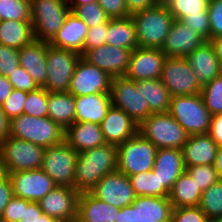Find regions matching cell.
<instances>
[{
  "instance_id": "60d3db41",
  "label": "cell",
  "mask_w": 222,
  "mask_h": 222,
  "mask_svg": "<svg viewBox=\"0 0 222 222\" xmlns=\"http://www.w3.org/2000/svg\"><path fill=\"white\" fill-rule=\"evenodd\" d=\"M48 91L44 88L27 92L23 113L34 117L48 116Z\"/></svg>"
},
{
  "instance_id": "3957f363",
  "label": "cell",
  "mask_w": 222,
  "mask_h": 222,
  "mask_svg": "<svg viewBox=\"0 0 222 222\" xmlns=\"http://www.w3.org/2000/svg\"><path fill=\"white\" fill-rule=\"evenodd\" d=\"M10 136L47 148L64 141L65 130L48 116L40 118L23 113L11 120Z\"/></svg>"
},
{
  "instance_id": "9a60e30c",
  "label": "cell",
  "mask_w": 222,
  "mask_h": 222,
  "mask_svg": "<svg viewBox=\"0 0 222 222\" xmlns=\"http://www.w3.org/2000/svg\"><path fill=\"white\" fill-rule=\"evenodd\" d=\"M89 192L118 208L130 206L136 197L129 177L118 169L103 176Z\"/></svg>"
},
{
  "instance_id": "f35d334b",
  "label": "cell",
  "mask_w": 222,
  "mask_h": 222,
  "mask_svg": "<svg viewBox=\"0 0 222 222\" xmlns=\"http://www.w3.org/2000/svg\"><path fill=\"white\" fill-rule=\"evenodd\" d=\"M71 11L82 19L88 28L96 27L110 20L104 9L98 2H89L81 6H72Z\"/></svg>"
},
{
  "instance_id": "d4e9b609",
  "label": "cell",
  "mask_w": 222,
  "mask_h": 222,
  "mask_svg": "<svg viewBox=\"0 0 222 222\" xmlns=\"http://www.w3.org/2000/svg\"><path fill=\"white\" fill-rule=\"evenodd\" d=\"M87 33L86 23L71 11L61 29L49 43L58 48L75 51L82 56Z\"/></svg>"
},
{
  "instance_id": "f5cc1de1",
  "label": "cell",
  "mask_w": 222,
  "mask_h": 222,
  "mask_svg": "<svg viewBox=\"0 0 222 222\" xmlns=\"http://www.w3.org/2000/svg\"><path fill=\"white\" fill-rule=\"evenodd\" d=\"M13 197V188L8 174L0 171V217L4 208Z\"/></svg>"
},
{
  "instance_id": "ac0fdd59",
  "label": "cell",
  "mask_w": 222,
  "mask_h": 222,
  "mask_svg": "<svg viewBox=\"0 0 222 222\" xmlns=\"http://www.w3.org/2000/svg\"><path fill=\"white\" fill-rule=\"evenodd\" d=\"M166 58L159 48L136 47L131 53L125 77L134 81L161 78Z\"/></svg>"
},
{
  "instance_id": "7c38bea8",
  "label": "cell",
  "mask_w": 222,
  "mask_h": 222,
  "mask_svg": "<svg viewBox=\"0 0 222 222\" xmlns=\"http://www.w3.org/2000/svg\"><path fill=\"white\" fill-rule=\"evenodd\" d=\"M110 96L112 106L123 110L137 125L152 114L146 99L136 88V81L125 76L112 77Z\"/></svg>"
},
{
  "instance_id": "03108f58",
  "label": "cell",
  "mask_w": 222,
  "mask_h": 222,
  "mask_svg": "<svg viewBox=\"0 0 222 222\" xmlns=\"http://www.w3.org/2000/svg\"><path fill=\"white\" fill-rule=\"evenodd\" d=\"M209 222H222V217L221 218H218L216 220H209Z\"/></svg>"
},
{
  "instance_id": "52a82bcc",
  "label": "cell",
  "mask_w": 222,
  "mask_h": 222,
  "mask_svg": "<svg viewBox=\"0 0 222 222\" xmlns=\"http://www.w3.org/2000/svg\"><path fill=\"white\" fill-rule=\"evenodd\" d=\"M70 12L65 0H31V23L35 40L50 42Z\"/></svg>"
},
{
  "instance_id": "4316f807",
  "label": "cell",
  "mask_w": 222,
  "mask_h": 222,
  "mask_svg": "<svg viewBox=\"0 0 222 222\" xmlns=\"http://www.w3.org/2000/svg\"><path fill=\"white\" fill-rule=\"evenodd\" d=\"M111 106L110 93L75 97V122H91L100 125Z\"/></svg>"
},
{
  "instance_id": "ab89813d",
  "label": "cell",
  "mask_w": 222,
  "mask_h": 222,
  "mask_svg": "<svg viewBox=\"0 0 222 222\" xmlns=\"http://www.w3.org/2000/svg\"><path fill=\"white\" fill-rule=\"evenodd\" d=\"M201 95L211 115L222 114V73L202 87Z\"/></svg>"
},
{
  "instance_id": "30bf717a",
  "label": "cell",
  "mask_w": 222,
  "mask_h": 222,
  "mask_svg": "<svg viewBox=\"0 0 222 222\" xmlns=\"http://www.w3.org/2000/svg\"><path fill=\"white\" fill-rule=\"evenodd\" d=\"M80 57L75 51L58 48L47 42V79L43 88L48 92H68Z\"/></svg>"
},
{
  "instance_id": "ba28073f",
  "label": "cell",
  "mask_w": 222,
  "mask_h": 222,
  "mask_svg": "<svg viewBox=\"0 0 222 222\" xmlns=\"http://www.w3.org/2000/svg\"><path fill=\"white\" fill-rule=\"evenodd\" d=\"M156 152L157 147L137 133L117 146V169L128 177L151 171Z\"/></svg>"
},
{
  "instance_id": "94428289",
  "label": "cell",
  "mask_w": 222,
  "mask_h": 222,
  "mask_svg": "<svg viewBox=\"0 0 222 222\" xmlns=\"http://www.w3.org/2000/svg\"><path fill=\"white\" fill-rule=\"evenodd\" d=\"M214 167L217 170L219 179L222 180V146L217 149Z\"/></svg>"
},
{
  "instance_id": "e575fe53",
  "label": "cell",
  "mask_w": 222,
  "mask_h": 222,
  "mask_svg": "<svg viewBox=\"0 0 222 222\" xmlns=\"http://www.w3.org/2000/svg\"><path fill=\"white\" fill-rule=\"evenodd\" d=\"M136 196L169 197L164 187H159V179L152 170L129 176Z\"/></svg>"
},
{
  "instance_id": "e7e4bbea",
  "label": "cell",
  "mask_w": 222,
  "mask_h": 222,
  "mask_svg": "<svg viewBox=\"0 0 222 222\" xmlns=\"http://www.w3.org/2000/svg\"><path fill=\"white\" fill-rule=\"evenodd\" d=\"M66 222H85L79 216L75 218L68 219Z\"/></svg>"
},
{
  "instance_id": "d6a6232c",
  "label": "cell",
  "mask_w": 222,
  "mask_h": 222,
  "mask_svg": "<svg viewBox=\"0 0 222 222\" xmlns=\"http://www.w3.org/2000/svg\"><path fill=\"white\" fill-rule=\"evenodd\" d=\"M106 44L129 49L130 51L138 47L136 28L131 16L111 18L108 21Z\"/></svg>"
},
{
  "instance_id": "277c9868",
  "label": "cell",
  "mask_w": 222,
  "mask_h": 222,
  "mask_svg": "<svg viewBox=\"0 0 222 222\" xmlns=\"http://www.w3.org/2000/svg\"><path fill=\"white\" fill-rule=\"evenodd\" d=\"M138 133L157 149H182L189 135L167 112L151 114L138 125Z\"/></svg>"
},
{
  "instance_id": "4dcf8cb0",
  "label": "cell",
  "mask_w": 222,
  "mask_h": 222,
  "mask_svg": "<svg viewBox=\"0 0 222 222\" xmlns=\"http://www.w3.org/2000/svg\"><path fill=\"white\" fill-rule=\"evenodd\" d=\"M136 88L146 99L152 114L169 112L171 95L160 78L137 80Z\"/></svg>"
},
{
  "instance_id": "8992f818",
  "label": "cell",
  "mask_w": 222,
  "mask_h": 222,
  "mask_svg": "<svg viewBox=\"0 0 222 222\" xmlns=\"http://www.w3.org/2000/svg\"><path fill=\"white\" fill-rule=\"evenodd\" d=\"M191 135L207 134L211 114L201 94L171 97L168 112Z\"/></svg>"
},
{
  "instance_id": "d590c367",
  "label": "cell",
  "mask_w": 222,
  "mask_h": 222,
  "mask_svg": "<svg viewBox=\"0 0 222 222\" xmlns=\"http://www.w3.org/2000/svg\"><path fill=\"white\" fill-rule=\"evenodd\" d=\"M199 207L209 220L222 217V180L218 179L214 184L202 192Z\"/></svg>"
},
{
  "instance_id": "cb8c5ba5",
  "label": "cell",
  "mask_w": 222,
  "mask_h": 222,
  "mask_svg": "<svg viewBox=\"0 0 222 222\" xmlns=\"http://www.w3.org/2000/svg\"><path fill=\"white\" fill-rule=\"evenodd\" d=\"M218 146L208 134L191 135L182 147L185 168L214 165Z\"/></svg>"
},
{
  "instance_id": "8d00e7d4",
  "label": "cell",
  "mask_w": 222,
  "mask_h": 222,
  "mask_svg": "<svg viewBox=\"0 0 222 222\" xmlns=\"http://www.w3.org/2000/svg\"><path fill=\"white\" fill-rule=\"evenodd\" d=\"M177 20L188 14H208L209 0H162Z\"/></svg>"
},
{
  "instance_id": "4fadbf2b",
  "label": "cell",
  "mask_w": 222,
  "mask_h": 222,
  "mask_svg": "<svg viewBox=\"0 0 222 222\" xmlns=\"http://www.w3.org/2000/svg\"><path fill=\"white\" fill-rule=\"evenodd\" d=\"M160 79L171 97L201 94L202 86L186 58L167 57Z\"/></svg>"
},
{
  "instance_id": "c3c4849f",
  "label": "cell",
  "mask_w": 222,
  "mask_h": 222,
  "mask_svg": "<svg viewBox=\"0 0 222 222\" xmlns=\"http://www.w3.org/2000/svg\"><path fill=\"white\" fill-rule=\"evenodd\" d=\"M29 202L30 201L13 196L4 208L0 222H20L23 217L24 207H26Z\"/></svg>"
},
{
  "instance_id": "7a4b0ae2",
  "label": "cell",
  "mask_w": 222,
  "mask_h": 222,
  "mask_svg": "<svg viewBox=\"0 0 222 222\" xmlns=\"http://www.w3.org/2000/svg\"><path fill=\"white\" fill-rule=\"evenodd\" d=\"M130 16L136 28L138 47L161 49L175 21L166 5L161 1Z\"/></svg>"
},
{
  "instance_id": "bcb514c9",
  "label": "cell",
  "mask_w": 222,
  "mask_h": 222,
  "mask_svg": "<svg viewBox=\"0 0 222 222\" xmlns=\"http://www.w3.org/2000/svg\"><path fill=\"white\" fill-rule=\"evenodd\" d=\"M171 222H209V219L199 206L173 207Z\"/></svg>"
},
{
  "instance_id": "5bb4252c",
  "label": "cell",
  "mask_w": 222,
  "mask_h": 222,
  "mask_svg": "<svg viewBox=\"0 0 222 222\" xmlns=\"http://www.w3.org/2000/svg\"><path fill=\"white\" fill-rule=\"evenodd\" d=\"M112 77L80 57L74 69L68 92L74 97L110 93Z\"/></svg>"
},
{
  "instance_id": "b9f144b4",
  "label": "cell",
  "mask_w": 222,
  "mask_h": 222,
  "mask_svg": "<svg viewBox=\"0 0 222 222\" xmlns=\"http://www.w3.org/2000/svg\"><path fill=\"white\" fill-rule=\"evenodd\" d=\"M186 171L195 180L201 192H204L219 179L214 165L188 166Z\"/></svg>"
},
{
  "instance_id": "6f0895ef",
  "label": "cell",
  "mask_w": 222,
  "mask_h": 222,
  "mask_svg": "<svg viewBox=\"0 0 222 222\" xmlns=\"http://www.w3.org/2000/svg\"><path fill=\"white\" fill-rule=\"evenodd\" d=\"M10 119L5 115L0 105V144L10 136Z\"/></svg>"
},
{
  "instance_id": "f6af8a7d",
  "label": "cell",
  "mask_w": 222,
  "mask_h": 222,
  "mask_svg": "<svg viewBox=\"0 0 222 222\" xmlns=\"http://www.w3.org/2000/svg\"><path fill=\"white\" fill-rule=\"evenodd\" d=\"M26 98L27 92L13 89L11 95L2 104L3 111L10 121L23 114Z\"/></svg>"
},
{
  "instance_id": "484cf974",
  "label": "cell",
  "mask_w": 222,
  "mask_h": 222,
  "mask_svg": "<svg viewBox=\"0 0 222 222\" xmlns=\"http://www.w3.org/2000/svg\"><path fill=\"white\" fill-rule=\"evenodd\" d=\"M186 59L202 87L222 73L214 48L209 41L203 43L189 54Z\"/></svg>"
},
{
  "instance_id": "be15d7a7",
  "label": "cell",
  "mask_w": 222,
  "mask_h": 222,
  "mask_svg": "<svg viewBox=\"0 0 222 222\" xmlns=\"http://www.w3.org/2000/svg\"><path fill=\"white\" fill-rule=\"evenodd\" d=\"M37 222H66V221L55 219V218L49 217L46 214H42Z\"/></svg>"
},
{
  "instance_id": "6da1fadb",
  "label": "cell",
  "mask_w": 222,
  "mask_h": 222,
  "mask_svg": "<svg viewBox=\"0 0 222 222\" xmlns=\"http://www.w3.org/2000/svg\"><path fill=\"white\" fill-rule=\"evenodd\" d=\"M117 170V146L105 144L79 153L74 175V188L89 192L99 180Z\"/></svg>"
},
{
  "instance_id": "9f6ffc18",
  "label": "cell",
  "mask_w": 222,
  "mask_h": 222,
  "mask_svg": "<svg viewBox=\"0 0 222 222\" xmlns=\"http://www.w3.org/2000/svg\"><path fill=\"white\" fill-rule=\"evenodd\" d=\"M162 0H125L129 14L142 11L155 5H158Z\"/></svg>"
},
{
  "instance_id": "680465c9",
  "label": "cell",
  "mask_w": 222,
  "mask_h": 222,
  "mask_svg": "<svg viewBox=\"0 0 222 222\" xmlns=\"http://www.w3.org/2000/svg\"><path fill=\"white\" fill-rule=\"evenodd\" d=\"M13 90L12 84L8 81V78L0 75V105L8 99Z\"/></svg>"
},
{
  "instance_id": "7bdbcfd3",
  "label": "cell",
  "mask_w": 222,
  "mask_h": 222,
  "mask_svg": "<svg viewBox=\"0 0 222 222\" xmlns=\"http://www.w3.org/2000/svg\"><path fill=\"white\" fill-rule=\"evenodd\" d=\"M182 21L191 30L195 31L205 41L211 39V28L208 14H188Z\"/></svg>"
},
{
  "instance_id": "f907efd6",
  "label": "cell",
  "mask_w": 222,
  "mask_h": 222,
  "mask_svg": "<svg viewBox=\"0 0 222 222\" xmlns=\"http://www.w3.org/2000/svg\"><path fill=\"white\" fill-rule=\"evenodd\" d=\"M208 16L211 38L222 36V0H209Z\"/></svg>"
},
{
  "instance_id": "83f0119b",
  "label": "cell",
  "mask_w": 222,
  "mask_h": 222,
  "mask_svg": "<svg viewBox=\"0 0 222 222\" xmlns=\"http://www.w3.org/2000/svg\"><path fill=\"white\" fill-rule=\"evenodd\" d=\"M65 141L78 153L105 145L99 124L74 122L65 130Z\"/></svg>"
},
{
  "instance_id": "11a10c76",
  "label": "cell",
  "mask_w": 222,
  "mask_h": 222,
  "mask_svg": "<svg viewBox=\"0 0 222 222\" xmlns=\"http://www.w3.org/2000/svg\"><path fill=\"white\" fill-rule=\"evenodd\" d=\"M43 211L40 208L38 202H29L26 207H24L23 217L20 222H37Z\"/></svg>"
},
{
  "instance_id": "d6986e66",
  "label": "cell",
  "mask_w": 222,
  "mask_h": 222,
  "mask_svg": "<svg viewBox=\"0 0 222 222\" xmlns=\"http://www.w3.org/2000/svg\"><path fill=\"white\" fill-rule=\"evenodd\" d=\"M80 192L68 186H56L38 203L43 214L67 221L78 216V200Z\"/></svg>"
},
{
  "instance_id": "e0dca14e",
  "label": "cell",
  "mask_w": 222,
  "mask_h": 222,
  "mask_svg": "<svg viewBox=\"0 0 222 222\" xmlns=\"http://www.w3.org/2000/svg\"><path fill=\"white\" fill-rule=\"evenodd\" d=\"M131 53L129 49L106 44L86 51L81 57L111 77H121L128 71Z\"/></svg>"
},
{
  "instance_id": "8fae6325",
  "label": "cell",
  "mask_w": 222,
  "mask_h": 222,
  "mask_svg": "<svg viewBox=\"0 0 222 222\" xmlns=\"http://www.w3.org/2000/svg\"><path fill=\"white\" fill-rule=\"evenodd\" d=\"M169 197L136 196L130 206L120 208L115 222H171Z\"/></svg>"
},
{
  "instance_id": "816d5d0a",
  "label": "cell",
  "mask_w": 222,
  "mask_h": 222,
  "mask_svg": "<svg viewBox=\"0 0 222 222\" xmlns=\"http://www.w3.org/2000/svg\"><path fill=\"white\" fill-rule=\"evenodd\" d=\"M109 18H124L130 16L125 0H97Z\"/></svg>"
},
{
  "instance_id": "9c48e42d",
  "label": "cell",
  "mask_w": 222,
  "mask_h": 222,
  "mask_svg": "<svg viewBox=\"0 0 222 222\" xmlns=\"http://www.w3.org/2000/svg\"><path fill=\"white\" fill-rule=\"evenodd\" d=\"M79 153L65 140L45 148L41 169L57 186L74 188V175Z\"/></svg>"
},
{
  "instance_id": "603a6c76",
  "label": "cell",
  "mask_w": 222,
  "mask_h": 222,
  "mask_svg": "<svg viewBox=\"0 0 222 222\" xmlns=\"http://www.w3.org/2000/svg\"><path fill=\"white\" fill-rule=\"evenodd\" d=\"M20 65L32 77L39 88L47 79V42L34 40L19 49Z\"/></svg>"
},
{
  "instance_id": "74e56055",
  "label": "cell",
  "mask_w": 222,
  "mask_h": 222,
  "mask_svg": "<svg viewBox=\"0 0 222 222\" xmlns=\"http://www.w3.org/2000/svg\"><path fill=\"white\" fill-rule=\"evenodd\" d=\"M31 21V0H0V21Z\"/></svg>"
},
{
  "instance_id": "1f68e13d",
  "label": "cell",
  "mask_w": 222,
  "mask_h": 222,
  "mask_svg": "<svg viewBox=\"0 0 222 222\" xmlns=\"http://www.w3.org/2000/svg\"><path fill=\"white\" fill-rule=\"evenodd\" d=\"M35 40L31 21H0V45L21 49Z\"/></svg>"
},
{
  "instance_id": "ee69618b",
  "label": "cell",
  "mask_w": 222,
  "mask_h": 222,
  "mask_svg": "<svg viewBox=\"0 0 222 222\" xmlns=\"http://www.w3.org/2000/svg\"><path fill=\"white\" fill-rule=\"evenodd\" d=\"M19 66V50L0 45V75L8 78Z\"/></svg>"
},
{
  "instance_id": "6125c7cd",
  "label": "cell",
  "mask_w": 222,
  "mask_h": 222,
  "mask_svg": "<svg viewBox=\"0 0 222 222\" xmlns=\"http://www.w3.org/2000/svg\"><path fill=\"white\" fill-rule=\"evenodd\" d=\"M97 0H65V2L71 8L72 6H81L89 2H96Z\"/></svg>"
},
{
  "instance_id": "5b68a950",
  "label": "cell",
  "mask_w": 222,
  "mask_h": 222,
  "mask_svg": "<svg viewBox=\"0 0 222 222\" xmlns=\"http://www.w3.org/2000/svg\"><path fill=\"white\" fill-rule=\"evenodd\" d=\"M45 148L9 136L0 144V171L6 174L41 169Z\"/></svg>"
},
{
  "instance_id": "44dd1931",
  "label": "cell",
  "mask_w": 222,
  "mask_h": 222,
  "mask_svg": "<svg viewBox=\"0 0 222 222\" xmlns=\"http://www.w3.org/2000/svg\"><path fill=\"white\" fill-rule=\"evenodd\" d=\"M186 170L181 149H157L152 172L159 179V187L170 193L175 181Z\"/></svg>"
},
{
  "instance_id": "f1b7e54d",
  "label": "cell",
  "mask_w": 222,
  "mask_h": 222,
  "mask_svg": "<svg viewBox=\"0 0 222 222\" xmlns=\"http://www.w3.org/2000/svg\"><path fill=\"white\" fill-rule=\"evenodd\" d=\"M120 208L101 201L90 192H80L78 216L85 222H115Z\"/></svg>"
},
{
  "instance_id": "681fc988",
  "label": "cell",
  "mask_w": 222,
  "mask_h": 222,
  "mask_svg": "<svg viewBox=\"0 0 222 222\" xmlns=\"http://www.w3.org/2000/svg\"><path fill=\"white\" fill-rule=\"evenodd\" d=\"M8 81L12 84L13 89H18L25 92H31L39 88L32 77L21 65L16 69V71L8 76Z\"/></svg>"
},
{
  "instance_id": "836d02e7",
  "label": "cell",
  "mask_w": 222,
  "mask_h": 222,
  "mask_svg": "<svg viewBox=\"0 0 222 222\" xmlns=\"http://www.w3.org/2000/svg\"><path fill=\"white\" fill-rule=\"evenodd\" d=\"M202 192L197 187L195 180L185 170L175 181L169 200L173 207H197L201 200Z\"/></svg>"
},
{
  "instance_id": "db71d44e",
  "label": "cell",
  "mask_w": 222,
  "mask_h": 222,
  "mask_svg": "<svg viewBox=\"0 0 222 222\" xmlns=\"http://www.w3.org/2000/svg\"><path fill=\"white\" fill-rule=\"evenodd\" d=\"M217 144L222 146V114H215L211 116L210 128L207 133Z\"/></svg>"
},
{
  "instance_id": "f546056e",
  "label": "cell",
  "mask_w": 222,
  "mask_h": 222,
  "mask_svg": "<svg viewBox=\"0 0 222 222\" xmlns=\"http://www.w3.org/2000/svg\"><path fill=\"white\" fill-rule=\"evenodd\" d=\"M48 117L64 130L75 122V97L70 92H48Z\"/></svg>"
},
{
  "instance_id": "7402d4cb",
  "label": "cell",
  "mask_w": 222,
  "mask_h": 222,
  "mask_svg": "<svg viewBox=\"0 0 222 222\" xmlns=\"http://www.w3.org/2000/svg\"><path fill=\"white\" fill-rule=\"evenodd\" d=\"M107 144L118 146L138 133V125L121 109L111 106L100 124Z\"/></svg>"
},
{
  "instance_id": "ffe728a7",
  "label": "cell",
  "mask_w": 222,
  "mask_h": 222,
  "mask_svg": "<svg viewBox=\"0 0 222 222\" xmlns=\"http://www.w3.org/2000/svg\"><path fill=\"white\" fill-rule=\"evenodd\" d=\"M205 42L182 21L175 19L161 51L169 58H186Z\"/></svg>"
},
{
  "instance_id": "91938a15",
  "label": "cell",
  "mask_w": 222,
  "mask_h": 222,
  "mask_svg": "<svg viewBox=\"0 0 222 222\" xmlns=\"http://www.w3.org/2000/svg\"><path fill=\"white\" fill-rule=\"evenodd\" d=\"M209 42L214 48L215 55L219 61L222 70V36L211 38Z\"/></svg>"
},
{
  "instance_id": "2e32d148",
  "label": "cell",
  "mask_w": 222,
  "mask_h": 222,
  "mask_svg": "<svg viewBox=\"0 0 222 222\" xmlns=\"http://www.w3.org/2000/svg\"><path fill=\"white\" fill-rule=\"evenodd\" d=\"M8 176L12 183L13 196L30 202H39L57 186L42 169L17 171Z\"/></svg>"
},
{
  "instance_id": "7dc6e473",
  "label": "cell",
  "mask_w": 222,
  "mask_h": 222,
  "mask_svg": "<svg viewBox=\"0 0 222 222\" xmlns=\"http://www.w3.org/2000/svg\"><path fill=\"white\" fill-rule=\"evenodd\" d=\"M107 37L108 21L96 27L88 28V33L84 42L82 55L88 50H92L102 45H106Z\"/></svg>"
}]
</instances>
